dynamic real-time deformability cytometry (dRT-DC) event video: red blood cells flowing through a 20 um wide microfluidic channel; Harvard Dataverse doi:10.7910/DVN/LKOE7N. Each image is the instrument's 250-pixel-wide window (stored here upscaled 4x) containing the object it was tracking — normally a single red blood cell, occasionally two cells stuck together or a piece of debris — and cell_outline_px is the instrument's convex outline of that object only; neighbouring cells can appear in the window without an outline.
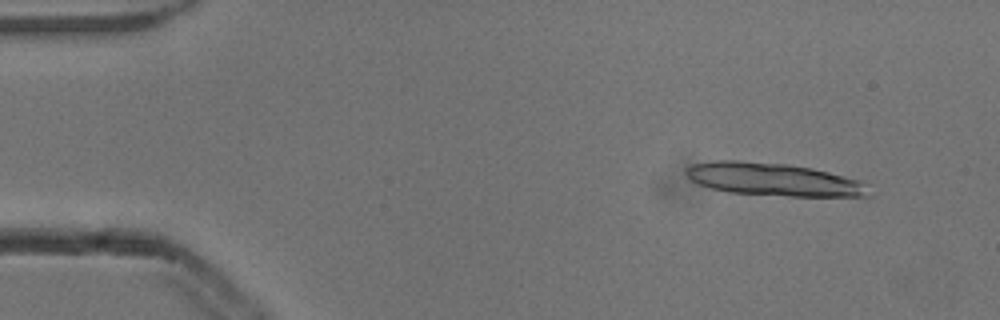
{"species": "common noctule bat (a hibernating species)", "species_latin": "Nyctalus noctula", "temperature_condition": "cold", "stored_images_in_passage": 5, "camera_frame_rate_fps": 3000, "um_per_image_px": 0.085, "animal": {"sex": "male", "body_mass_g": 13.3}, "frame": {"image": 1, "passage_image": 2, "time_ms": 0.333, "image_size_px": [1000, 320], "cell_outline_px": [[872, 196], [788, 196], [728, 192], [712, 188], [700, 184], [692, 180], [684, 172], [684, 168], [692, 164], [712, 160], [740, 160], [788, 164], [812, 168], [860, 180]], "centroid_in_image_um": [65.69, 15.24], "position_along_channel_um": 19.3, "area_um2": 34.85}}